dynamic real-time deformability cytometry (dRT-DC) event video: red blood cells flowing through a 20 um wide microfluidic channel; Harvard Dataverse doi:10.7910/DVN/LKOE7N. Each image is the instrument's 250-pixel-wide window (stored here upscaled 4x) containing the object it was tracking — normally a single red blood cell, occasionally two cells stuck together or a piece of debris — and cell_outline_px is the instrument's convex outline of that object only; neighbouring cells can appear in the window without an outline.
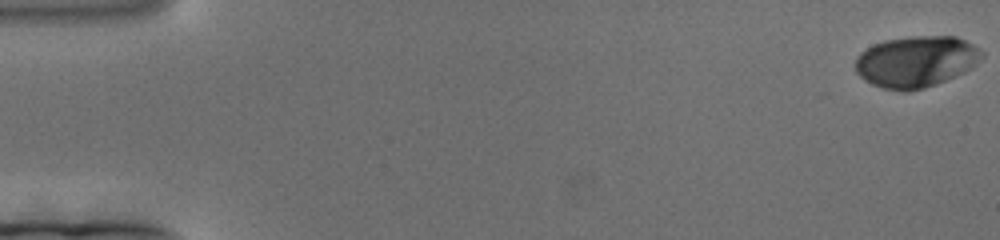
{"species": "human", "species_latin": "Homo sapiens", "temperature_condition": "cold", "stored_images_in_passage": 45, "camera_frame_rate_fps": 3000, "um_per_image_px": 0.085, "donor": {"sex": "female"}, "frame": {"image": 1, "passage_image": 1, "time_ms": 0.0, "image_size_px": [1000, 240], "cell_outline_px": [[984, 56], [972, 68], [956, 76], [936, 84], [924, 88], [908, 92], [900, 92], [884, 88], [872, 84], [864, 80], [856, 72], [856, 56], [860, 52], [884, 40], [912, 36], [956, 36], [980, 48], [984, 52]], "centroid_in_image_um": [77.89, 5.24], "position_along_channel_um": 7.1, "area_um2": 38.03}}